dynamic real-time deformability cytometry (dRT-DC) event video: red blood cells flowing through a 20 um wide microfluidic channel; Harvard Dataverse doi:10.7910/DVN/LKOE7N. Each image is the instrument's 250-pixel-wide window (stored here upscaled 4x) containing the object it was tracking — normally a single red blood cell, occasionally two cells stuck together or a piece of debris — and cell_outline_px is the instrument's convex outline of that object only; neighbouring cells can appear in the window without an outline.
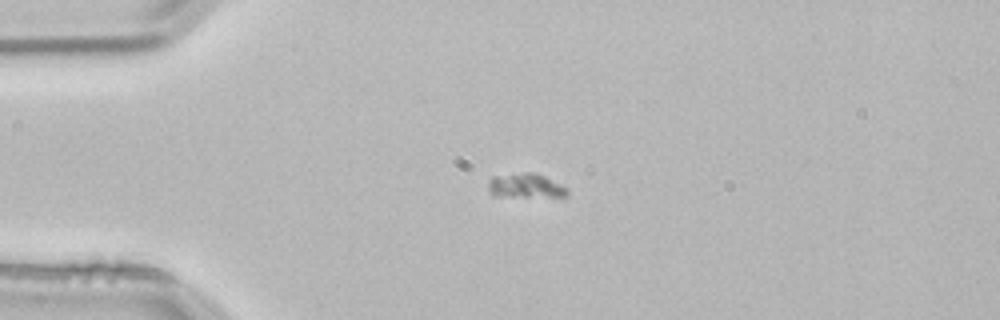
{"species": "common noctule bat (a hibernating species)", "species_latin": "Nyctalus noctula", "temperature_condition": "room temperature", "stored_images_in_passage": 3, "camera_frame_rate_fps": 3000, "um_per_image_px": 0.085, "animal": {"sex": "male", "body_mass_g": 21.5, "forearm_length_mm": 52.0}, "frame": {"image": 1, "passage_image": 3, "time_ms": 0.667, "image_size_px": [1000, 320], "cell_outline_px": [[568, 196], [492, 196], [488, 192], [488, 180], [492, 176], [524, 172], [532, 172], [544, 176], [568, 188]], "centroid_in_image_um": [44.62, 15.78], "position_along_channel_um": 40.4, "area_um2": 11.27}}